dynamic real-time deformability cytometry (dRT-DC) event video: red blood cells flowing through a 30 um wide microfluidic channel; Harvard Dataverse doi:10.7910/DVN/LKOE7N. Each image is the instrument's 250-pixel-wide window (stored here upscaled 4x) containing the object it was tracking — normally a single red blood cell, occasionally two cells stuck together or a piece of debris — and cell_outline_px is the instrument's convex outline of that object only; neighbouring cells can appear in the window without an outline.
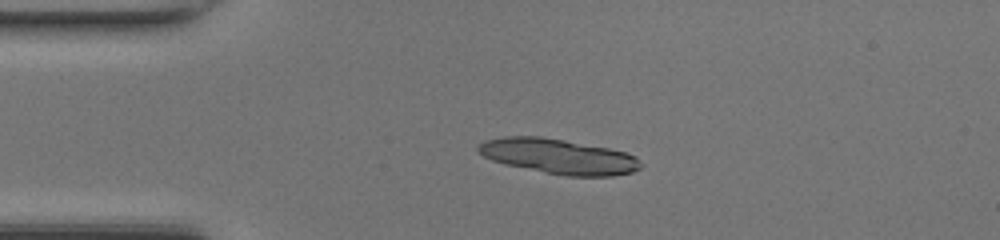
{"species": "common noctule bat (a hibernating species)", "species_latin": "Nyctalus noctula", "temperature_condition": "room temperature", "stored_images_in_passage": 28, "camera_frame_rate_fps": 3000, "um_per_image_px": 0.085, "animal": {"sex": "female", "body_mass_g": 17.0, "forearm_length_mm": 48.0}, "frame": {"image": 1, "passage_image": 1, "time_ms": 0.0, "image_size_px": [1000, 240], "cell_outline_px": [[644, 164], [640, 168], [632, 172], [612, 176], [564, 176], [504, 164], [492, 160], [476, 152], [476, 148], [484, 140], [504, 136], [540, 136], [564, 140], [608, 148], [624, 152], [636, 156]], "centroid_in_image_um": [47.47, 13.29], "position_along_channel_um": 37.5, "area_um2": 33.29}}
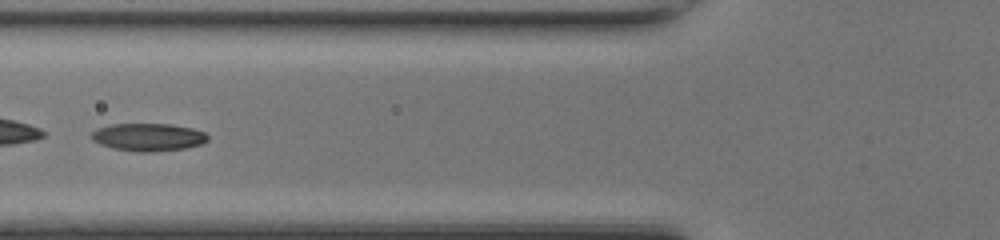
{"frame": {"image": 2, "passage_image": 9, "time_ms": 2.667, "image_size_px": [1000, 240], "cell_outline_px": [[208, 140], [200, 144], [184, 148], [152, 152], [140, 152], [112, 148], [100, 144], [92, 140], [92, 132], [96, 128], [112, 124], [172, 124], [192, 128], [204, 132], [208, 136]], "centroid_in_image_um": [12.58, 11.65], "position_along_channel_um": 113.2, "area_um2": 18.73}}